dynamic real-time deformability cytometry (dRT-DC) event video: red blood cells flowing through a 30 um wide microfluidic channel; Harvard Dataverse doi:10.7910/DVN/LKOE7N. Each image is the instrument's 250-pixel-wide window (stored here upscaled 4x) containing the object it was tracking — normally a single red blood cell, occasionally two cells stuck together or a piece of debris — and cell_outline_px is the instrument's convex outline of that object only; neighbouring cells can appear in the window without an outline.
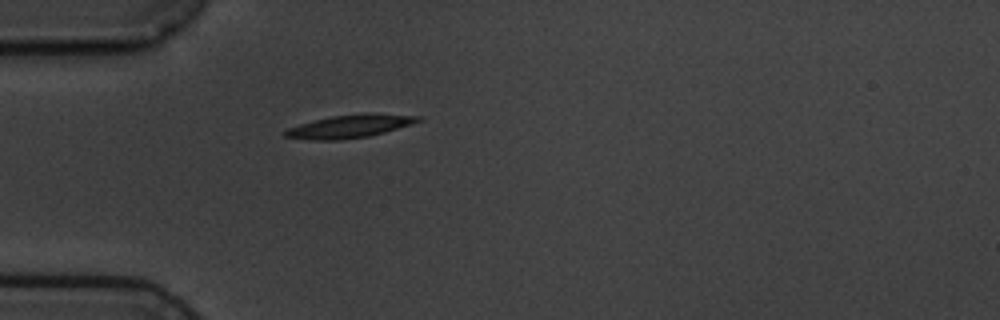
{"species": "common noctule bat (a hibernating species)", "species_latin": "Nyctalus noctula", "temperature_condition": "cold", "stored_images_in_passage": 1, "camera_frame_rate_fps": 3000, "um_per_image_px": 0.085, "animal": {"sex": "male", "body_mass_g": 19.5, "forearm_length_mm": 54.6}, "frame": {"image": 1, "passage_image": 1, "time_ms": 0.0, "image_size_px": [1000, 320], "cell_outline_px": [[424, 120], [412, 124], [384, 132], [368, 136], [340, 140], [308, 140], [284, 136], [280, 132], [288, 128], [300, 124], [332, 116], [364, 112], [372, 112], [424, 116]], "centroid_in_image_um": [29.78, 10.72], "position_along_channel_um": 55.2, "area_um2": 18.21}}